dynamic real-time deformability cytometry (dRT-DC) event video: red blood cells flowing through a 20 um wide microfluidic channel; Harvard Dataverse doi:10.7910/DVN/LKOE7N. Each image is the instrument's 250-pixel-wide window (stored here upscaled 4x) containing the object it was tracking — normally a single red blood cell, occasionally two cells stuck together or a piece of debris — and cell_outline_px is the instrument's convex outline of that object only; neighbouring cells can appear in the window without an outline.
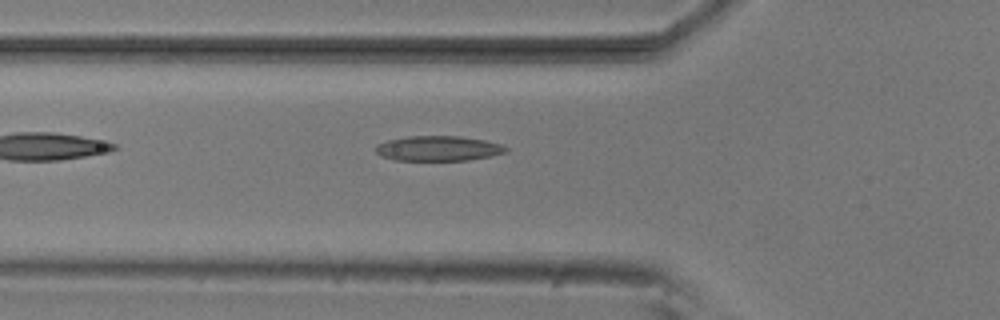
{"species": "common noctule bat (a hibernating species)", "species_latin": "Nyctalus noctula", "temperature_condition": "room temperature", "stored_images_in_passage": 34, "camera_frame_rate_fps": 3000, "um_per_image_px": 0.085, "animal": {"sex": "male", "body_mass_g": 20.5, "forearm_length_mm": 52.5}, "frame": {"image": 1, "passage_image": 4, "time_ms": 1.0, "image_size_px": [1000, 320], "cell_outline_px": [[508, 152], [492, 156], [468, 160], [392, 160], [380, 156], [376, 152], [376, 144], [388, 140], [408, 136], [460, 136], [484, 140], [500, 144], [508, 148]], "centroid_in_image_um": [37.25, 12.62], "position_along_channel_um": 88.6, "area_um2": 19.07}}
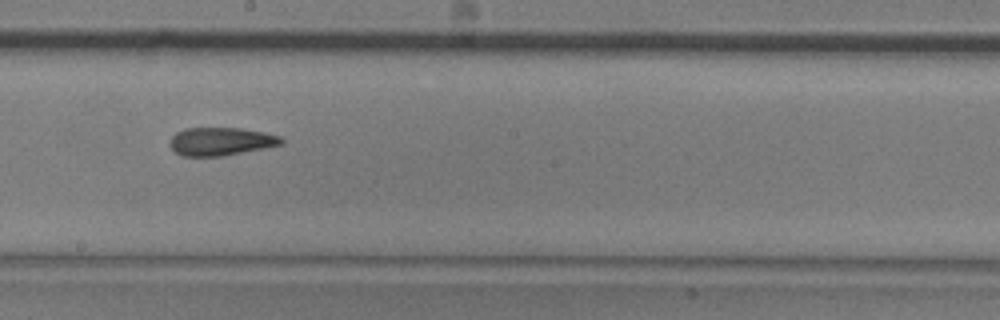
{"frame": {"image": 2, "passage_image": 15, "time_ms": 4.667, "image_size_px": [1000, 320], "cell_outline_px": [[284, 140], [280, 144], [264, 148], [220, 156], [184, 156], [176, 152], [168, 144], [172, 136], [176, 132], [184, 128], [240, 128], [264, 132], [280, 136]], "centroid_in_image_um": [18.74, 12.01], "position_along_channel_um": 229.5, "area_um2": 18.09}}
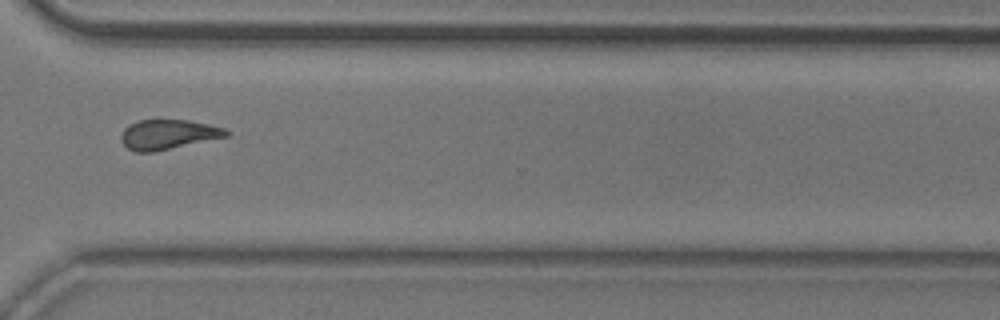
{"frame": {"image": 3, "passage_image": 25, "time_ms": 8.0, "image_size_px": [1000, 320], "cell_outline_px": [[228, 136], [152, 152], [136, 152], [128, 148], [120, 140], [120, 136], [124, 128], [128, 124], [136, 120], [188, 120], [208, 124], [224, 128], [228, 132]], "centroid_in_image_um": [14.23, 11.42], "position_along_channel_um": 356.4, "area_um2": 18.09}, "authors_computed_cell_mechanics": {"area_um2": 18.496, "velocity_mm_per_s": 3.8223, "shape_relaxation_time_tau1_ms": 5.2885, "shape_relaxation_time_tau2_ms": 2.7727, "deformation_change_tau1": 0.158, "deformation_change_tau2": 0.1003}}